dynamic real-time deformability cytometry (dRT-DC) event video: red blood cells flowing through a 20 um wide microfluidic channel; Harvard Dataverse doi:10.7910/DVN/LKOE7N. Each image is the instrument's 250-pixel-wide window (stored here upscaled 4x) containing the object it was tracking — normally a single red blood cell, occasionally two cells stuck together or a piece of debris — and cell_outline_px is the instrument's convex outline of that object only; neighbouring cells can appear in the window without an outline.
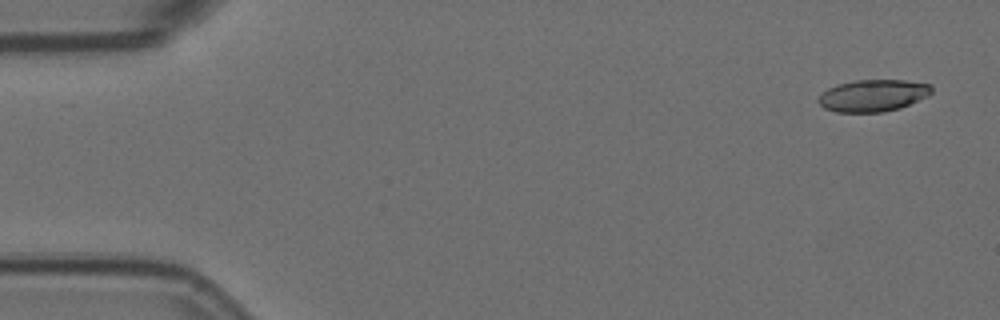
{"species": "Egyptian fruit bat (a non-hibernating species)", "species_latin": "Rousettus aegyptiacus", "temperature_condition": "room temperature", "stored_images_in_passage": 5, "camera_frame_rate_fps": 3000, "um_per_image_px": 0.085, "animal": {"sex": "female"}, "frame": {"image": 1, "passage_image": 1, "time_ms": 0.0, "image_size_px": [1000, 320], "cell_outline_px": [[932, 92], [928, 96], [900, 108], [884, 112], [836, 112], [824, 108], [816, 100], [828, 88], [836, 84], [856, 80], [904, 80], [932, 84]], "centroid_in_image_um": [74.21, 8.12], "position_along_channel_um": 10.8, "area_um2": 21.15}}
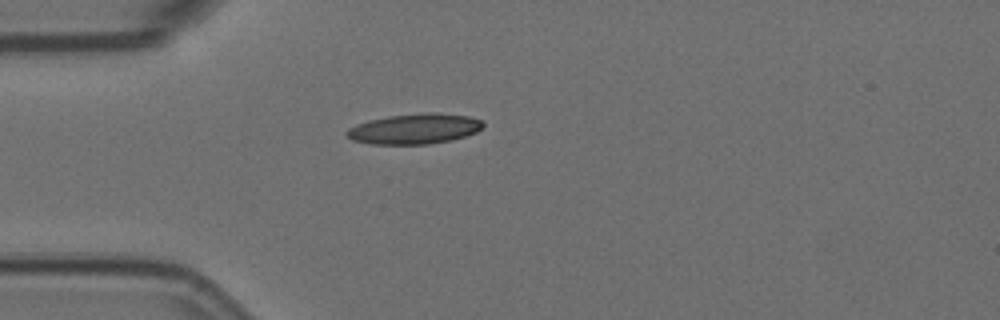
{"frame": {"image": 2, "passage_image": 5, "time_ms": 1.333, "image_size_px": [1000, 320], "cell_outline_px": [[484, 124], [476, 132], [452, 140], [428, 144], [372, 144], [352, 140], [344, 132], [348, 128], [356, 124], [368, 120], [388, 116], [424, 112], [436, 112], [468, 116], [484, 120]], "centroid_in_image_um": [35.22, 10.94], "position_along_channel_um": 49.8, "area_um2": 24.22}}